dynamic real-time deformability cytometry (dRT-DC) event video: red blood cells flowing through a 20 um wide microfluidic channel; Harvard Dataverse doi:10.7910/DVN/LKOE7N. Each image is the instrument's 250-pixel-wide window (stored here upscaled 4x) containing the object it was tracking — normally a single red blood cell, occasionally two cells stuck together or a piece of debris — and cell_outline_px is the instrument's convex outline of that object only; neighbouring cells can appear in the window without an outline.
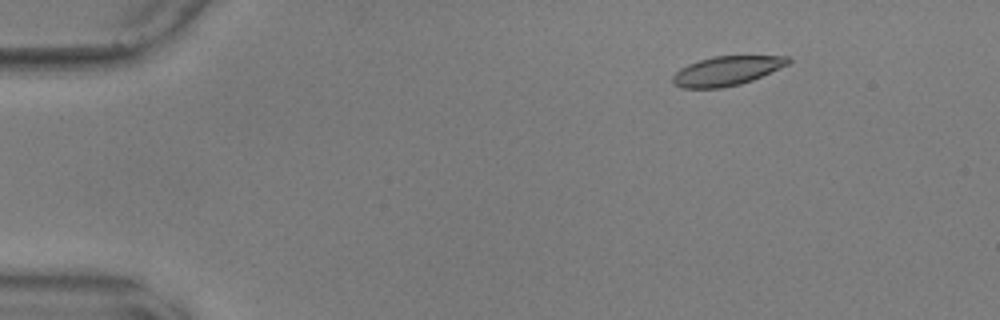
{"species": "common noctule bat (a hibernating species)", "species_latin": "Nyctalus noctula", "temperature_condition": "warm", "stored_images_in_passage": 18, "camera_frame_rate_fps": 3000, "um_per_image_px": 0.085, "animal": {"sex": "male", "body_mass_g": 17.9, "forearm_length_mm": 54.2}, "frame": {"image": 1, "passage_image": 8, "time_ms": 2.333, "image_size_px": [1000, 320], "cell_outline_px": [[792, 60], [788, 64], [752, 80], [740, 84], [720, 88], [680, 88], [672, 84], [672, 76], [680, 68], [688, 64], [712, 56], [788, 56]], "centroid_in_image_um": [61.73, 6.03], "position_along_channel_um": 23.3, "area_um2": 19.65}}
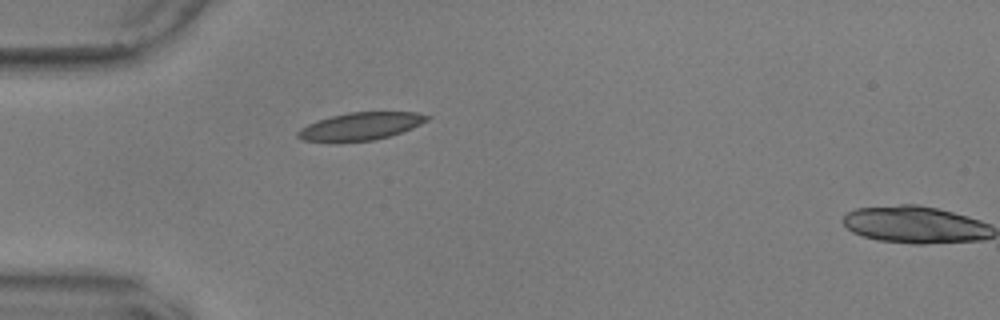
{"frame": {"image": 2, "passage_image": 17, "time_ms": 5.333, "image_size_px": [1000, 320], "cell_outline_px": [[432, 116], [428, 120], [412, 128], [388, 136], [372, 140], [336, 144], [304, 140], [296, 136], [296, 132], [300, 128], [316, 120], [348, 112], [416, 112]], "centroid_in_image_um": [30.58, 10.76], "position_along_channel_um": 54.4, "area_um2": 21.21}}